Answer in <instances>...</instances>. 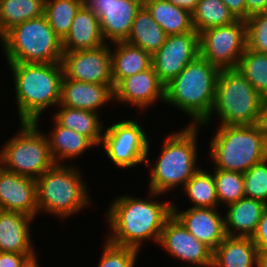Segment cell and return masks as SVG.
I'll use <instances>...</instances> for the list:
<instances>
[{
	"mask_svg": "<svg viewBox=\"0 0 267 267\" xmlns=\"http://www.w3.org/2000/svg\"><path fill=\"white\" fill-rule=\"evenodd\" d=\"M158 245L172 258L187 263L185 266L213 265V251L192 235L173 214L164 223Z\"/></svg>",
	"mask_w": 267,
	"mask_h": 267,
	"instance_id": "cell-13",
	"label": "cell"
},
{
	"mask_svg": "<svg viewBox=\"0 0 267 267\" xmlns=\"http://www.w3.org/2000/svg\"><path fill=\"white\" fill-rule=\"evenodd\" d=\"M257 249L267 247V207L264 209L262 217L258 223L255 233L251 237Z\"/></svg>",
	"mask_w": 267,
	"mask_h": 267,
	"instance_id": "cell-38",
	"label": "cell"
},
{
	"mask_svg": "<svg viewBox=\"0 0 267 267\" xmlns=\"http://www.w3.org/2000/svg\"><path fill=\"white\" fill-rule=\"evenodd\" d=\"M267 204L253 198H241L226 206L224 229L229 237H252Z\"/></svg>",
	"mask_w": 267,
	"mask_h": 267,
	"instance_id": "cell-22",
	"label": "cell"
},
{
	"mask_svg": "<svg viewBox=\"0 0 267 267\" xmlns=\"http://www.w3.org/2000/svg\"><path fill=\"white\" fill-rule=\"evenodd\" d=\"M99 18L104 40L126 41L143 0H83Z\"/></svg>",
	"mask_w": 267,
	"mask_h": 267,
	"instance_id": "cell-15",
	"label": "cell"
},
{
	"mask_svg": "<svg viewBox=\"0 0 267 267\" xmlns=\"http://www.w3.org/2000/svg\"><path fill=\"white\" fill-rule=\"evenodd\" d=\"M165 100V85L153 67L123 79L114 88V101L120 104H131L137 109L146 111L156 102Z\"/></svg>",
	"mask_w": 267,
	"mask_h": 267,
	"instance_id": "cell-16",
	"label": "cell"
},
{
	"mask_svg": "<svg viewBox=\"0 0 267 267\" xmlns=\"http://www.w3.org/2000/svg\"><path fill=\"white\" fill-rule=\"evenodd\" d=\"M0 44L7 62L56 63L62 61V40L44 15L8 30Z\"/></svg>",
	"mask_w": 267,
	"mask_h": 267,
	"instance_id": "cell-8",
	"label": "cell"
},
{
	"mask_svg": "<svg viewBox=\"0 0 267 267\" xmlns=\"http://www.w3.org/2000/svg\"><path fill=\"white\" fill-rule=\"evenodd\" d=\"M181 190L193 205L192 208H220L213 173L205 168L201 167Z\"/></svg>",
	"mask_w": 267,
	"mask_h": 267,
	"instance_id": "cell-30",
	"label": "cell"
},
{
	"mask_svg": "<svg viewBox=\"0 0 267 267\" xmlns=\"http://www.w3.org/2000/svg\"><path fill=\"white\" fill-rule=\"evenodd\" d=\"M208 152L213 167L245 173L267 157V135L255 125H218Z\"/></svg>",
	"mask_w": 267,
	"mask_h": 267,
	"instance_id": "cell-6",
	"label": "cell"
},
{
	"mask_svg": "<svg viewBox=\"0 0 267 267\" xmlns=\"http://www.w3.org/2000/svg\"><path fill=\"white\" fill-rule=\"evenodd\" d=\"M83 4V0L45 1V16L49 25L61 40L67 36L75 14Z\"/></svg>",
	"mask_w": 267,
	"mask_h": 267,
	"instance_id": "cell-32",
	"label": "cell"
},
{
	"mask_svg": "<svg viewBox=\"0 0 267 267\" xmlns=\"http://www.w3.org/2000/svg\"><path fill=\"white\" fill-rule=\"evenodd\" d=\"M111 49L112 80L114 88L125 78L152 67V55L140 47L119 41Z\"/></svg>",
	"mask_w": 267,
	"mask_h": 267,
	"instance_id": "cell-23",
	"label": "cell"
},
{
	"mask_svg": "<svg viewBox=\"0 0 267 267\" xmlns=\"http://www.w3.org/2000/svg\"><path fill=\"white\" fill-rule=\"evenodd\" d=\"M219 73L220 69L199 55L165 85L164 104L191 118L189 125H201L211 114Z\"/></svg>",
	"mask_w": 267,
	"mask_h": 267,
	"instance_id": "cell-4",
	"label": "cell"
},
{
	"mask_svg": "<svg viewBox=\"0 0 267 267\" xmlns=\"http://www.w3.org/2000/svg\"><path fill=\"white\" fill-rule=\"evenodd\" d=\"M13 75L15 104L20 122H36L43 112L56 107L61 99L64 70L61 62H7Z\"/></svg>",
	"mask_w": 267,
	"mask_h": 267,
	"instance_id": "cell-2",
	"label": "cell"
},
{
	"mask_svg": "<svg viewBox=\"0 0 267 267\" xmlns=\"http://www.w3.org/2000/svg\"><path fill=\"white\" fill-rule=\"evenodd\" d=\"M246 40L248 49L267 54V11L246 20Z\"/></svg>",
	"mask_w": 267,
	"mask_h": 267,
	"instance_id": "cell-37",
	"label": "cell"
},
{
	"mask_svg": "<svg viewBox=\"0 0 267 267\" xmlns=\"http://www.w3.org/2000/svg\"><path fill=\"white\" fill-rule=\"evenodd\" d=\"M167 1L174 4L177 7L189 11L190 13L194 11L199 2V0H167Z\"/></svg>",
	"mask_w": 267,
	"mask_h": 267,
	"instance_id": "cell-42",
	"label": "cell"
},
{
	"mask_svg": "<svg viewBox=\"0 0 267 267\" xmlns=\"http://www.w3.org/2000/svg\"><path fill=\"white\" fill-rule=\"evenodd\" d=\"M262 99L238 69L220 70L211 114L200 127H208L215 114L219 125L259 124Z\"/></svg>",
	"mask_w": 267,
	"mask_h": 267,
	"instance_id": "cell-7",
	"label": "cell"
},
{
	"mask_svg": "<svg viewBox=\"0 0 267 267\" xmlns=\"http://www.w3.org/2000/svg\"><path fill=\"white\" fill-rule=\"evenodd\" d=\"M246 20L255 14L267 11V0H245Z\"/></svg>",
	"mask_w": 267,
	"mask_h": 267,
	"instance_id": "cell-41",
	"label": "cell"
},
{
	"mask_svg": "<svg viewBox=\"0 0 267 267\" xmlns=\"http://www.w3.org/2000/svg\"><path fill=\"white\" fill-rule=\"evenodd\" d=\"M148 191L147 199L123 194L110 203L105 214L110 230L107 241L139 251L146 240L158 245L164 223L172 215V202H159L162 194Z\"/></svg>",
	"mask_w": 267,
	"mask_h": 267,
	"instance_id": "cell-1",
	"label": "cell"
},
{
	"mask_svg": "<svg viewBox=\"0 0 267 267\" xmlns=\"http://www.w3.org/2000/svg\"><path fill=\"white\" fill-rule=\"evenodd\" d=\"M110 43L91 50L63 51V79L113 85Z\"/></svg>",
	"mask_w": 267,
	"mask_h": 267,
	"instance_id": "cell-12",
	"label": "cell"
},
{
	"mask_svg": "<svg viewBox=\"0 0 267 267\" xmlns=\"http://www.w3.org/2000/svg\"><path fill=\"white\" fill-rule=\"evenodd\" d=\"M37 251L34 253L27 255L21 262L19 267H40L36 254Z\"/></svg>",
	"mask_w": 267,
	"mask_h": 267,
	"instance_id": "cell-44",
	"label": "cell"
},
{
	"mask_svg": "<svg viewBox=\"0 0 267 267\" xmlns=\"http://www.w3.org/2000/svg\"><path fill=\"white\" fill-rule=\"evenodd\" d=\"M191 14L193 28L198 33L237 20L222 0H199Z\"/></svg>",
	"mask_w": 267,
	"mask_h": 267,
	"instance_id": "cell-31",
	"label": "cell"
},
{
	"mask_svg": "<svg viewBox=\"0 0 267 267\" xmlns=\"http://www.w3.org/2000/svg\"><path fill=\"white\" fill-rule=\"evenodd\" d=\"M245 197L267 204V157L243 174Z\"/></svg>",
	"mask_w": 267,
	"mask_h": 267,
	"instance_id": "cell-35",
	"label": "cell"
},
{
	"mask_svg": "<svg viewBox=\"0 0 267 267\" xmlns=\"http://www.w3.org/2000/svg\"><path fill=\"white\" fill-rule=\"evenodd\" d=\"M264 98L267 97V54L246 47L237 68Z\"/></svg>",
	"mask_w": 267,
	"mask_h": 267,
	"instance_id": "cell-33",
	"label": "cell"
},
{
	"mask_svg": "<svg viewBox=\"0 0 267 267\" xmlns=\"http://www.w3.org/2000/svg\"><path fill=\"white\" fill-rule=\"evenodd\" d=\"M106 43L98 16L83 4L76 12L67 36L62 40L63 51L91 50Z\"/></svg>",
	"mask_w": 267,
	"mask_h": 267,
	"instance_id": "cell-20",
	"label": "cell"
},
{
	"mask_svg": "<svg viewBox=\"0 0 267 267\" xmlns=\"http://www.w3.org/2000/svg\"><path fill=\"white\" fill-rule=\"evenodd\" d=\"M259 126L267 135V97L262 99Z\"/></svg>",
	"mask_w": 267,
	"mask_h": 267,
	"instance_id": "cell-43",
	"label": "cell"
},
{
	"mask_svg": "<svg viewBox=\"0 0 267 267\" xmlns=\"http://www.w3.org/2000/svg\"><path fill=\"white\" fill-rule=\"evenodd\" d=\"M212 267H258V249L251 237H229L213 251Z\"/></svg>",
	"mask_w": 267,
	"mask_h": 267,
	"instance_id": "cell-24",
	"label": "cell"
},
{
	"mask_svg": "<svg viewBox=\"0 0 267 267\" xmlns=\"http://www.w3.org/2000/svg\"><path fill=\"white\" fill-rule=\"evenodd\" d=\"M218 203L227 206L245 197L243 173L213 168Z\"/></svg>",
	"mask_w": 267,
	"mask_h": 267,
	"instance_id": "cell-34",
	"label": "cell"
},
{
	"mask_svg": "<svg viewBox=\"0 0 267 267\" xmlns=\"http://www.w3.org/2000/svg\"><path fill=\"white\" fill-rule=\"evenodd\" d=\"M142 126L128 118L105 126L100 145L116 167L127 170L142 163L145 165L151 145Z\"/></svg>",
	"mask_w": 267,
	"mask_h": 267,
	"instance_id": "cell-10",
	"label": "cell"
},
{
	"mask_svg": "<svg viewBox=\"0 0 267 267\" xmlns=\"http://www.w3.org/2000/svg\"><path fill=\"white\" fill-rule=\"evenodd\" d=\"M18 133L0 149V166L18 175L39 178L55 162L46 133L36 122H20Z\"/></svg>",
	"mask_w": 267,
	"mask_h": 267,
	"instance_id": "cell-9",
	"label": "cell"
},
{
	"mask_svg": "<svg viewBox=\"0 0 267 267\" xmlns=\"http://www.w3.org/2000/svg\"><path fill=\"white\" fill-rule=\"evenodd\" d=\"M46 0H0V38L14 26L45 14Z\"/></svg>",
	"mask_w": 267,
	"mask_h": 267,
	"instance_id": "cell-29",
	"label": "cell"
},
{
	"mask_svg": "<svg viewBox=\"0 0 267 267\" xmlns=\"http://www.w3.org/2000/svg\"><path fill=\"white\" fill-rule=\"evenodd\" d=\"M179 209L177 204L172 203V214L192 235L212 251L226 237L224 216L220 214L219 208L189 207L182 211Z\"/></svg>",
	"mask_w": 267,
	"mask_h": 267,
	"instance_id": "cell-18",
	"label": "cell"
},
{
	"mask_svg": "<svg viewBox=\"0 0 267 267\" xmlns=\"http://www.w3.org/2000/svg\"><path fill=\"white\" fill-rule=\"evenodd\" d=\"M246 21L208 28L199 33L200 56L220 70L237 68L244 53Z\"/></svg>",
	"mask_w": 267,
	"mask_h": 267,
	"instance_id": "cell-11",
	"label": "cell"
},
{
	"mask_svg": "<svg viewBox=\"0 0 267 267\" xmlns=\"http://www.w3.org/2000/svg\"><path fill=\"white\" fill-rule=\"evenodd\" d=\"M51 133L46 134L51 156L55 164H65L64 161L78 159L87 149L95 145L85 136L68 128H63L55 120Z\"/></svg>",
	"mask_w": 267,
	"mask_h": 267,
	"instance_id": "cell-26",
	"label": "cell"
},
{
	"mask_svg": "<svg viewBox=\"0 0 267 267\" xmlns=\"http://www.w3.org/2000/svg\"><path fill=\"white\" fill-rule=\"evenodd\" d=\"M0 210L20 212L36 218V179L18 175L0 166Z\"/></svg>",
	"mask_w": 267,
	"mask_h": 267,
	"instance_id": "cell-17",
	"label": "cell"
},
{
	"mask_svg": "<svg viewBox=\"0 0 267 267\" xmlns=\"http://www.w3.org/2000/svg\"><path fill=\"white\" fill-rule=\"evenodd\" d=\"M167 36L160 25L152 18L147 8L142 5L136 13L126 42L153 55L164 44Z\"/></svg>",
	"mask_w": 267,
	"mask_h": 267,
	"instance_id": "cell-28",
	"label": "cell"
},
{
	"mask_svg": "<svg viewBox=\"0 0 267 267\" xmlns=\"http://www.w3.org/2000/svg\"><path fill=\"white\" fill-rule=\"evenodd\" d=\"M114 101V85L63 79L59 106L89 110L99 114L100 109Z\"/></svg>",
	"mask_w": 267,
	"mask_h": 267,
	"instance_id": "cell-19",
	"label": "cell"
},
{
	"mask_svg": "<svg viewBox=\"0 0 267 267\" xmlns=\"http://www.w3.org/2000/svg\"><path fill=\"white\" fill-rule=\"evenodd\" d=\"M98 267H135L139 250L117 246L105 239Z\"/></svg>",
	"mask_w": 267,
	"mask_h": 267,
	"instance_id": "cell-36",
	"label": "cell"
},
{
	"mask_svg": "<svg viewBox=\"0 0 267 267\" xmlns=\"http://www.w3.org/2000/svg\"><path fill=\"white\" fill-rule=\"evenodd\" d=\"M80 172L75 164H54L37 178L38 213L64 220L89 207V188Z\"/></svg>",
	"mask_w": 267,
	"mask_h": 267,
	"instance_id": "cell-5",
	"label": "cell"
},
{
	"mask_svg": "<svg viewBox=\"0 0 267 267\" xmlns=\"http://www.w3.org/2000/svg\"><path fill=\"white\" fill-rule=\"evenodd\" d=\"M236 19L246 21V1L245 0H222Z\"/></svg>",
	"mask_w": 267,
	"mask_h": 267,
	"instance_id": "cell-40",
	"label": "cell"
},
{
	"mask_svg": "<svg viewBox=\"0 0 267 267\" xmlns=\"http://www.w3.org/2000/svg\"><path fill=\"white\" fill-rule=\"evenodd\" d=\"M143 5L167 35L183 34L194 30L192 14L167 0H143Z\"/></svg>",
	"mask_w": 267,
	"mask_h": 267,
	"instance_id": "cell-27",
	"label": "cell"
},
{
	"mask_svg": "<svg viewBox=\"0 0 267 267\" xmlns=\"http://www.w3.org/2000/svg\"><path fill=\"white\" fill-rule=\"evenodd\" d=\"M53 114L55 120L63 128L71 129L87 137L96 147L100 146L105 126L96 112L89 110L57 106ZM60 108V109H59ZM103 124V125H102Z\"/></svg>",
	"mask_w": 267,
	"mask_h": 267,
	"instance_id": "cell-25",
	"label": "cell"
},
{
	"mask_svg": "<svg viewBox=\"0 0 267 267\" xmlns=\"http://www.w3.org/2000/svg\"><path fill=\"white\" fill-rule=\"evenodd\" d=\"M199 127L200 125H187L179 132H171L165 136L156 163L153 164L146 158L144 166L150 168V191L164 195L178 186L183 188L201 168L197 163Z\"/></svg>",
	"mask_w": 267,
	"mask_h": 267,
	"instance_id": "cell-3",
	"label": "cell"
},
{
	"mask_svg": "<svg viewBox=\"0 0 267 267\" xmlns=\"http://www.w3.org/2000/svg\"><path fill=\"white\" fill-rule=\"evenodd\" d=\"M32 253L0 252V267H19L22 260Z\"/></svg>",
	"mask_w": 267,
	"mask_h": 267,
	"instance_id": "cell-39",
	"label": "cell"
},
{
	"mask_svg": "<svg viewBox=\"0 0 267 267\" xmlns=\"http://www.w3.org/2000/svg\"><path fill=\"white\" fill-rule=\"evenodd\" d=\"M199 55V33L195 30L168 35L164 44L152 55V67L166 85Z\"/></svg>",
	"mask_w": 267,
	"mask_h": 267,
	"instance_id": "cell-14",
	"label": "cell"
},
{
	"mask_svg": "<svg viewBox=\"0 0 267 267\" xmlns=\"http://www.w3.org/2000/svg\"><path fill=\"white\" fill-rule=\"evenodd\" d=\"M34 220L20 212L0 210V252L34 253L30 228Z\"/></svg>",
	"mask_w": 267,
	"mask_h": 267,
	"instance_id": "cell-21",
	"label": "cell"
},
{
	"mask_svg": "<svg viewBox=\"0 0 267 267\" xmlns=\"http://www.w3.org/2000/svg\"><path fill=\"white\" fill-rule=\"evenodd\" d=\"M258 267H267V247L258 249Z\"/></svg>",
	"mask_w": 267,
	"mask_h": 267,
	"instance_id": "cell-45",
	"label": "cell"
}]
</instances>
